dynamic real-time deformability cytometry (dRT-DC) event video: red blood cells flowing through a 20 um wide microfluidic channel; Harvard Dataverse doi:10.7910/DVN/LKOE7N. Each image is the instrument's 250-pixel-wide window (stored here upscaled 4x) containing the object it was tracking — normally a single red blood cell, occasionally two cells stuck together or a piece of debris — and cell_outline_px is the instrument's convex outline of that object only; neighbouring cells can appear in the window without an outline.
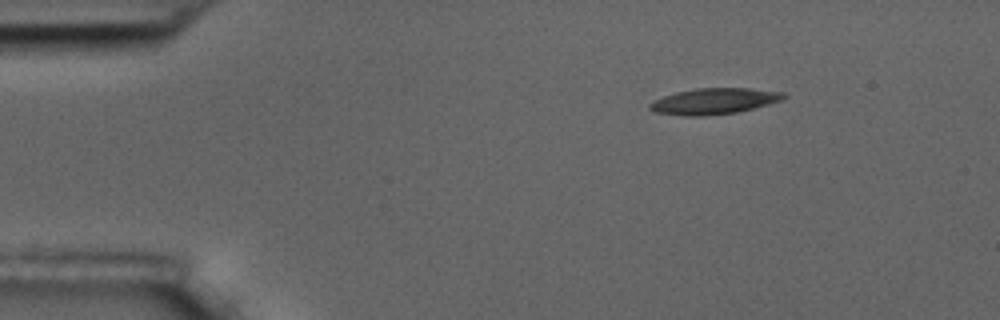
{"species": "common noctule bat (a hibernating species)", "species_latin": "Nyctalus noctula", "temperature_condition": "room temperature", "stored_images_in_passage": 50, "camera_frame_rate_fps": 3000, "um_per_image_px": 0.085, "animal": {"sex": "male", "body_mass_g": 17.5, "forearm_length_mm": 52.3}, "frame": {"image": 1, "passage_image": 1, "time_ms": 0.0, "image_size_px": [1000, 320], "cell_outline_px": [[788, 96], [784, 100], [736, 112], [704, 116], [684, 116], [656, 112], [648, 108], [648, 104], [664, 96], [676, 92], [696, 88], [752, 88], [784, 92]], "centroid_in_image_um": [60.73, 8.59], "position_along_channel_um": 24.3, "area_um2": 20.29}}
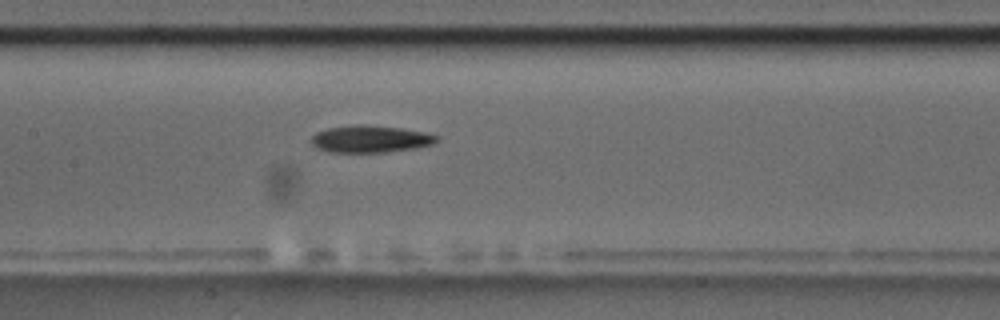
{"frame": {"image": 2, "passage_image": 20, "time_ms": 6.333, "image_size_px": [1000, 320], "cell_outline_px": [[440, 140], [432, 144], [416, 148], [384, 152], [332, 152], [316, 148], [312, 144], [312, 136], [316, 132], [328, 128], [356, 124], [364, 124], [400, 128], [424, 132], [440, 136]], "centroid_in_image_um": [31.5, 11.81], "position_along_channel_um": 175.9, "area_um2": 19.83}}
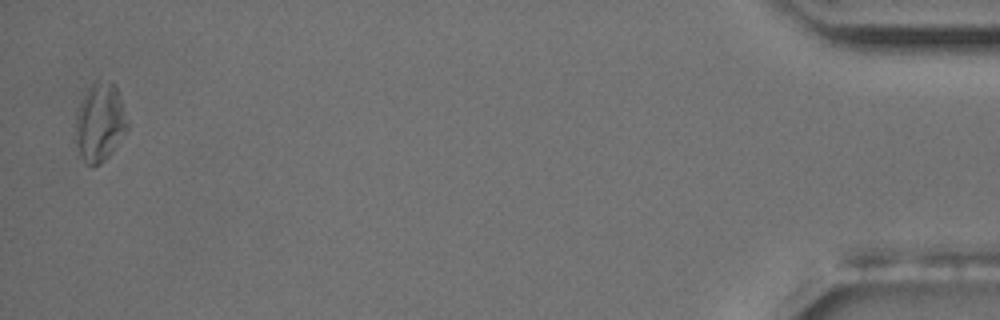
{"frame": {"image": 3, "passage_image": 49, "time_ms": 16.0, "image_size_px": [1000, 320], "cell_outline_px": [[128, 128], [112, 152], [100, 164], [92, 168], [80, 156], [76, 140], [76, 112], [80, 100], [88, 88], [96, 80], [116, 84], [128, 120]], "centroid_in_image_um": [8.49, 10.4], "position_along_channel_um": 426.7, "area_um2": 23.76}, "authors_computed_cell_mechanics": {"area_um2": 19.8254, "velocity_mm_per_s": 3.5138, "shape_relaxation_time_tau1_ms": 7.174, "shape_relaxation_time_tau2_ms": null, "deformation_change_tau1": 0.1619, "deformation_change_tau2": null}}